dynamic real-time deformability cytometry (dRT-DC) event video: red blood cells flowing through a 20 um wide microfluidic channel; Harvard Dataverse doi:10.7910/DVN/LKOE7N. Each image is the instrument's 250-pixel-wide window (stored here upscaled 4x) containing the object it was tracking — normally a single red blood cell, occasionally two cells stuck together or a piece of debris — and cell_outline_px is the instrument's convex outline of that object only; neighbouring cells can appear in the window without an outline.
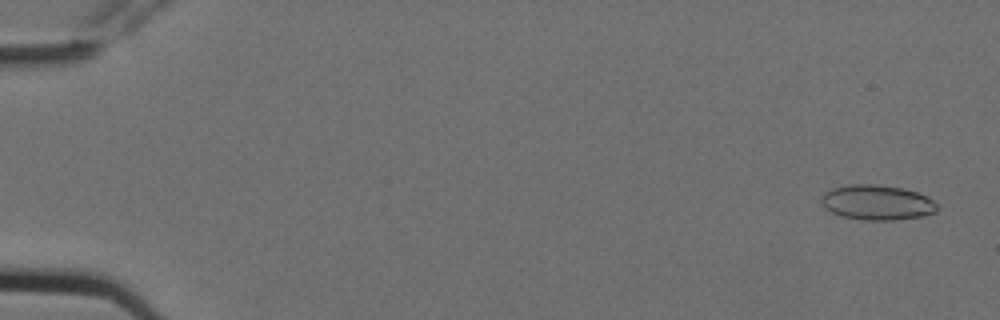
{"species": "Egyptian fruit bat (a non-hibernating species)", "species_latin": "Rousettus aegyptiacus", "temperature_condition": "cold", "stored_images_in_passage": 6, "camera_frame_rate_fps": 3000, "um_per_image_px": 0.085, "animal": {"sex": "female"}, "frame": {"image": 1, "passage_image": 1, "time_ms": 0.0, "image_size_px": [1000, 320], "cell_outline_px": [[936, 212], [920, 216], [896, 220], [868, 220], [840, 216], [832, 212], [820, 200], [824, 192], [832, 188], [848, 184], [876, 184], [904, 188], [928, 196], [936, 204]], "centroid_in_image_um": [74.55, 17.2], "position_along_channel_um": 10.5, "area_um2": 23.52}}
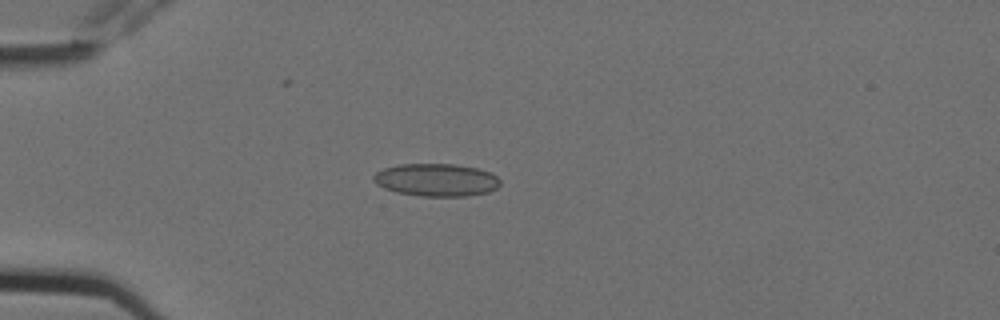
{"frame": {"image": 2, "passage_image": 5, "time_ms": 1.333, "image_size_px": [1000, 320], "cell_outline_px": [[500, 184], [496, 188], [488, 192], [468, 196], [420, 196], [396, 192], [384, 188], [376, 184], [372, 180], [372, 176], [376, 172], [384, 168], [400, 164], [456, 164], [476, 168], [492, 172], [500, 180]], "centroid_in_image_um": [37.08, 15.29], "position_along_channel_um": 47.9, "area_um2": 24.28}}